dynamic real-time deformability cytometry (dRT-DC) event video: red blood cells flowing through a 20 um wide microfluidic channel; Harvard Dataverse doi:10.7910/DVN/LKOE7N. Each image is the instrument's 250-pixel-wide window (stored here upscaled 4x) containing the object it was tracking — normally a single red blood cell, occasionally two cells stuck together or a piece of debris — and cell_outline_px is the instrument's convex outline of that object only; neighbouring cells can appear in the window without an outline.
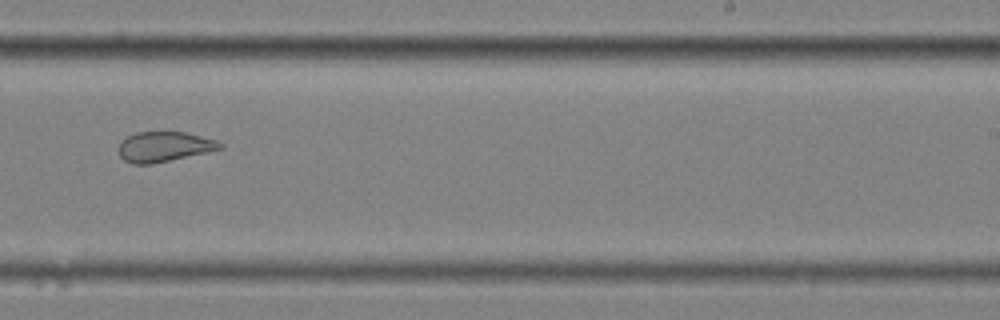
{"species": "common noctule bat (a hibernating species)", "species_latin": "Nyctalus noctula", "temperature_condition": "cold", "stored_images_in_passage": 16, "camera_frame_rate_fps": 3000, "um_per_image_px": 0.085, "animal": {"sex": "female", "body_mass_g": 25.1}, "frame": {"image": 1, "passage_image": 10, "time_ms": 3.0, "image_size_px": [1000, 320], "cell_outline_px": [[224, 148], [208, 152], [152, 164], [132, 164], [124, 160], [120, 156], [120, 140], [136, 132], [184, 132], [216, 140], [224, 144]], "centroid_in_image_um": [13.96, 12.47], "position_along_channel_um": 275.0, "area_um2": 17.74}}
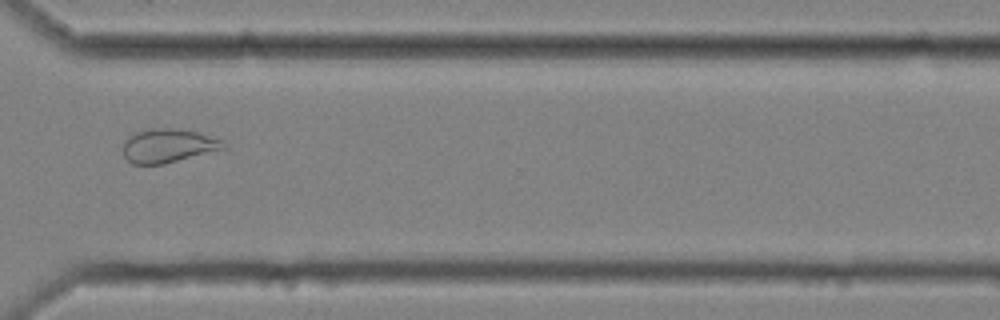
{"frame": {"image": 2, "passage_image": 12, "time_ms": 3.667, "image_size_px": [1000, 320], "cell_outline_px": [[228, 148], [164, 164], [132, 164], [124, 156], [124, 140], [128, 136], [136, 132], [152, 128], [180, 128], [200, 132], [224, 140]], "centroid_in_image_um": [14.35, 12.37], "position_along_channel_um": 356.3, "area_um2": 20.11}}